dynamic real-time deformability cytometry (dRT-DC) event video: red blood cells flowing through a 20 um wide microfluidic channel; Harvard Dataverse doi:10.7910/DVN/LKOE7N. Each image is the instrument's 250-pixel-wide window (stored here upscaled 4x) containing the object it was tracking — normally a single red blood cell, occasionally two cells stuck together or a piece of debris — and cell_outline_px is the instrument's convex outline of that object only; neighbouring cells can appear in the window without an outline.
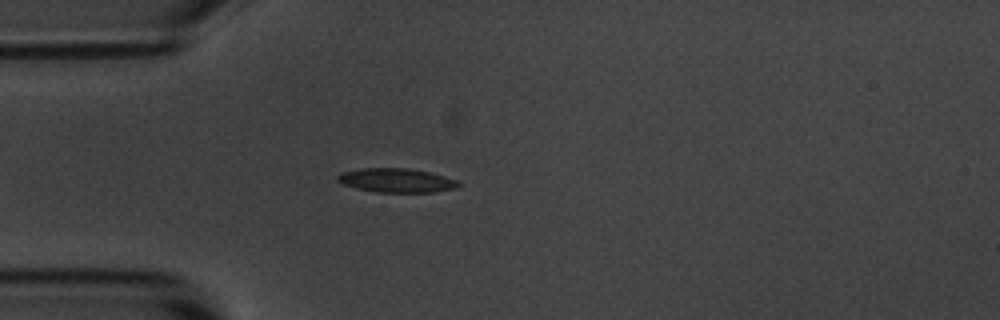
{"species": "common noctule bat (a hibernating species)", "species_latin": "Nyctalus noctula", "temperature_condition": "room temperature", "stored_images_in_passage": 2, "camera_frame_rate_fps": 3000, "um_per_image_px": 0.085, "animal": {"sex": "male", "body_mass_g": 20.1, "forearm_length_mm": 53.5}, "frame": {"image": 1, "passage_image": 2, "time_ms": 1.0, "image_size_px": [1000, 320], "cell_outline_px": [[460, 184], [456, 188], [432, 192], [376, 192], [356, 188], [344, 184], [336, 180], [336, 176], [340, 172], [360, 168], [408, 168], [428, 172], [444, 176], [456, 180]], "centroid_in_image_um": [33.64, 15.32], "position_along_channel_um": 51.4, "area_um2": 16.88}}